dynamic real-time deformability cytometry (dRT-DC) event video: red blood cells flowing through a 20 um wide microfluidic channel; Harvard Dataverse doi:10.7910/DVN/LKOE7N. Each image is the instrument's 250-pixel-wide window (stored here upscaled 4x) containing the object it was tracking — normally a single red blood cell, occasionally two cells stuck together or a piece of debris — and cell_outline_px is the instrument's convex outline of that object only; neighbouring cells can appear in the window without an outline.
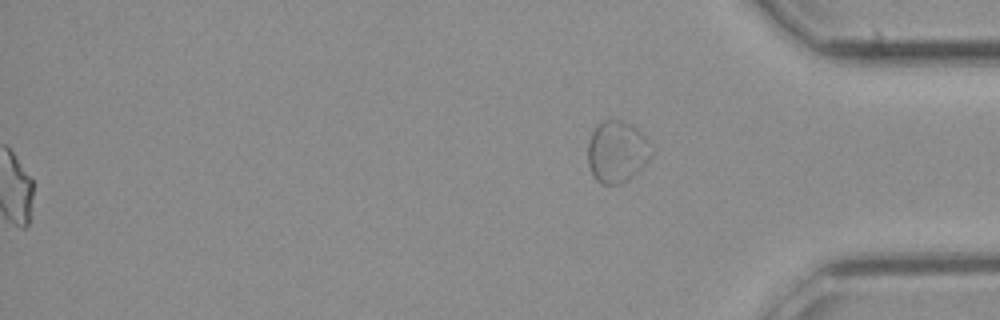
{"species": "common noctule bat (a hibernating species)", "species_latin": "Nyctalus noctula", "temperature_condition": "cold", "stored_images_in_passage": 32, "segment_of_instrument_passage": [2, 2], "camera_frame_rate_fps": 3000, "um_per_image_px": 0.085, "animal": {"sex": "female", "body_mass_g": 21.9}, "frame": {"image": 1, "passage_image": 32, "time_ms": 10.333, "image_size_px": [1000, 320], "cell_outline_px": [[656, 152], [624, 184], [600, 184], [592, 176], [588, 164], [588, 144], [592, 132], [596, 124], [604, 120], [624, 120], [636, 128], [652, 144]], "centroid_in_image_um": [52.45, 12.9], "position_along_channel_um": 382.7, "area_um2": 23.24}}